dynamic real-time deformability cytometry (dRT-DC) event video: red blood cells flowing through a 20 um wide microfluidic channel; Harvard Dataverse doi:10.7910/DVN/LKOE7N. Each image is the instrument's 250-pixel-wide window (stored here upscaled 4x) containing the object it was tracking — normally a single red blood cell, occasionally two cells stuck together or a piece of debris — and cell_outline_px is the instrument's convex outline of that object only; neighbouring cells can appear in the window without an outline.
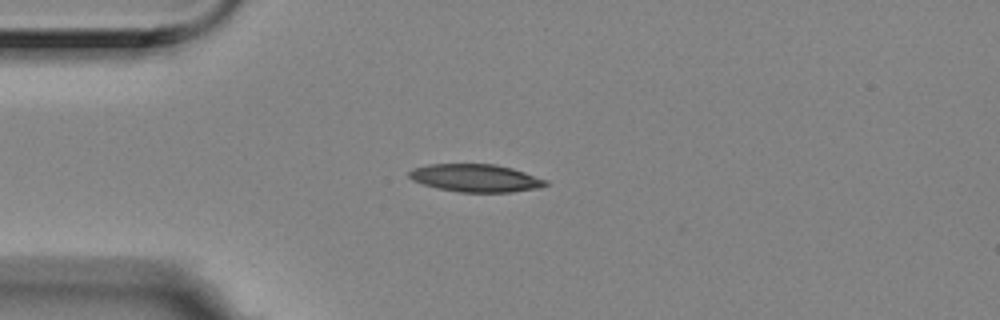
{"species": "Egyptian fruit bat (a non-hibernating species)", "species_latin": "Rousettus aegyptiacus", "temperature_condition": "room temperature", "stored_images_in_passage": 1, "camera_frame_rate_fps": 3000, "um_per_image_px": 0.085, "animal": {"sex": "female"}, "frame": {"image": 1, "passage_image": 1, "time_ms": 0.0, "image_size_px": [1000, 320], "cell_outline_px": [[548, 184], [540, 188], [512, 192], [460, 192], [436, 188], [412, 180], [408, 176], [408, 172], [412, 168], [428, 164], [496, 164], [512, 168], [548, 180]], "centroid_in_image_um": [40.43, 15.13], "position_along_channel_um": 44.6, "area_um2": 22.2}}